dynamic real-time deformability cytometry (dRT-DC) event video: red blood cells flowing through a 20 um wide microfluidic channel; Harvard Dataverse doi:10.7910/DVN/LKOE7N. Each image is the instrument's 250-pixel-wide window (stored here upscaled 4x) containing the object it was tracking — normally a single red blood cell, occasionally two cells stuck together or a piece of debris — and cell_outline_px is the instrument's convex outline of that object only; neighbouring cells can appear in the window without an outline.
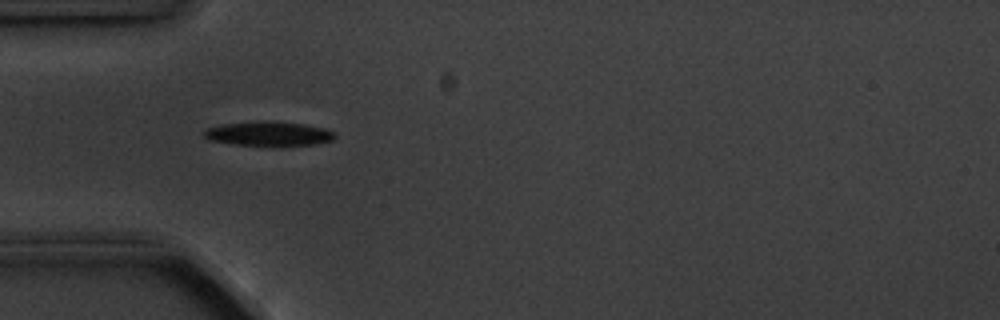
{"species": "common noctule bat (a hibernating species)", "species_latin": "Nyctalus noctula", "temperature_condition": "cold", "stored_images_in_passage": 6, "camera_frame_rate_fps": 3000, "um_per_image_px": 0.085, "animal": {"sex": "male", "body_mass_g": 20.1, "forearm_length_mm": 53.5}, "frame": {"image": 1, "passage_image": 5, "time_ms": 4.667, "image_size_px": [1000, 320], "cell_outline_px": [[336, 136], [332, 140], [316, 144], [276, 148], [268, 148], [232, 144], [208, 140], [200, 132], [204, 128], [220, 124], [260, 120], [304, 124], [324, 128], [332, 132]], "centroid_in_image_um": [22.75, 11.4], "position_along_channel_um": 62.3, "area_um2": 19.65}}